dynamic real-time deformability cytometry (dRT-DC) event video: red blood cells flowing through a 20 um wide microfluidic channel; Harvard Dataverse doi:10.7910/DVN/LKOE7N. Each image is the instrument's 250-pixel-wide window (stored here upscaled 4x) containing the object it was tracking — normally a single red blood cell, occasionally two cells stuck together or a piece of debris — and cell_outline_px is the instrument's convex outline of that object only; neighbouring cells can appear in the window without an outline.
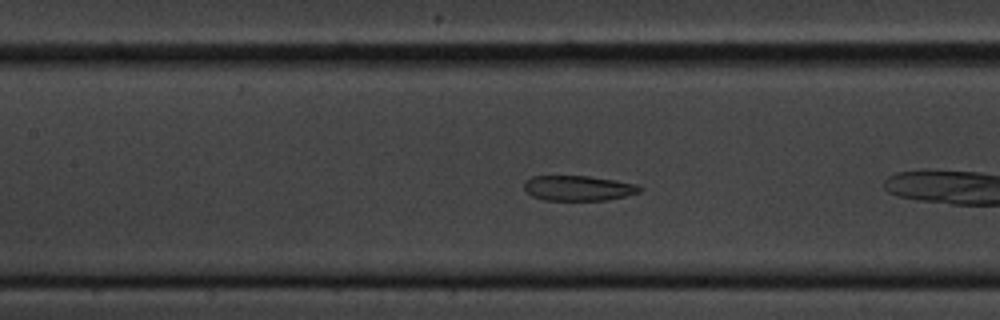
{"species": "common noctule bat (a hibernating species)", "species_latin": "Nyctalus noctula", "temperature_condition": "cold", "stored_images_in_passage": 44, "camera_frame_rate_fps": 3000, "um_per_image_px": 0.085, "animal": {"sex": "male", "body_mass_g": 20.1, "forearm_length_mm": 53.5}, "frame": {"image": 1, "passage_image": 10, "time_ms": 3.0, "image_size_px": [1000, 320], "cell_outline_px": [[644, 188], [640, 192], [608, 200], [544, 200], [532, 196], [524, 188], [524, 180], [532, 176], [588, 176], [636, 184]], "centroid_in_image_um": [49.14, 15.99], "position_along_channel_um": 158.3, "area_um2": 16.88}}
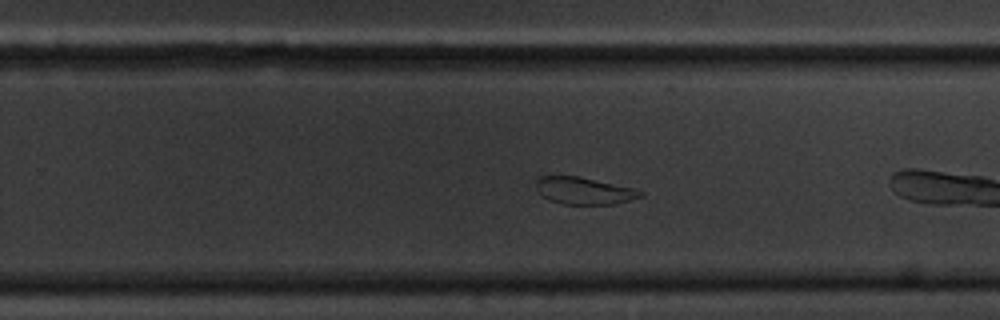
{"frame": {"image": 2, "passage_image": 21, "time_ms": 6.667, "image_size_px": [1000, 320], "cell_outline_px": [[644, 196], [612, 204], [564, 204], [548, 200], [536, 188], [536, 180], [540, 176], [580, 176], [636, 188], [644, 192]], "centroid_in_image_um": [49.67, 16.2], "position_along_channel_um": 280.1, "area_um2": 16.53}}
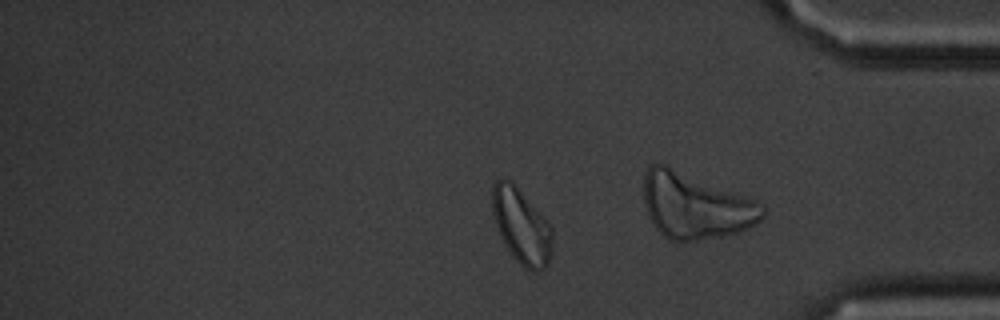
{"frame": {"image": 3, "passage_image": 33, "time_ms": 10.667, "image_size_px": [1000, 320], "cell_outline_px": [[552, 252], [548, 264], [540, 272], [532, 272], [524, 268], [512, 256], [504, 244], [496, 224], [492, 212], [492, 184], [500, 176], [504, 176], [512, 180], [516, 184], [544, 216], [552, 228]], "centroid_in_image_um": [44.32, 19.18], "position_along_channel_um": 390.9, "area_um2": 26.93}, "authors_computed_cell_mechanics": {"area_um2": 19.1896, "velocity_mm_per_s": 3.3421, "shape_relaxation_time_tau1_ms": null, "shape_relaxation_time_tau2_ms": 1.3788, "deformation_change_tau1": null, "deformation_change_tau2": 0.0544}}